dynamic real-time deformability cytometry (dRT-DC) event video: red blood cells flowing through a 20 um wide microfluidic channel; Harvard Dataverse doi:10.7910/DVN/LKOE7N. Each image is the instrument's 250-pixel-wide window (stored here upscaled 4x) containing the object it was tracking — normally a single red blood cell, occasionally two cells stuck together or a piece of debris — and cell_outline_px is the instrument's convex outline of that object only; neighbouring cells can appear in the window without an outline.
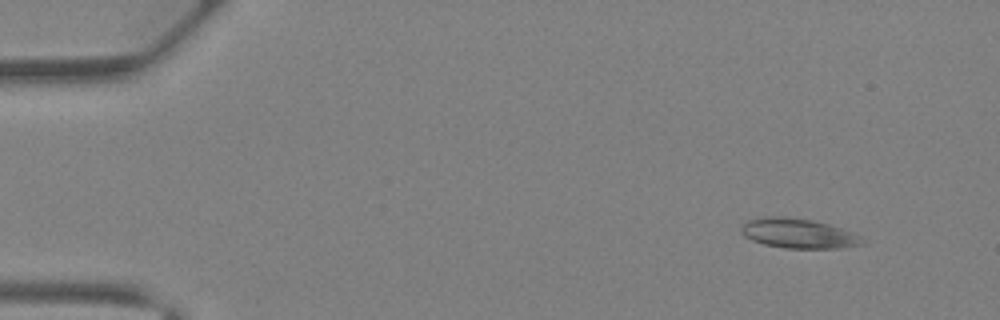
{"species": "Egyptian fruit bat (a non-hibernating species)", "species_latin": "Rousettus aegyptiacus", "temperature_condition": "warm", "stored_images_in_passage": 39, "camera_frame_rate_fps": 3000, "um_per_image_px": 0.085, "animal": {"sex": "female"}, "frame": {"image": 1, "passage_image": 3, "time_ms": 0.667, "image_size_px": [1000, 320], "cell_outline_px": [[864, 244], [844, 248], [784, 248], [764, 244], [752, 240], [744, 236], [740, 232], [740, 224], [748, 220], [764, 216], [784, 216], [812, 220], [828, 224], [840, 228], [856, 236]], "centroid_in_image_um": [67.74, 19.83], "position_along_channel_um": 17.3, "area_um2": 20.81}}
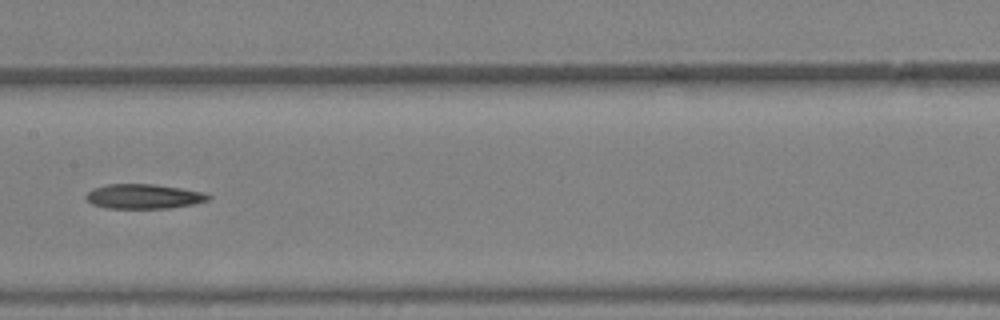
{"frame": {"image": 2, "passage_image": 20, "time_ms": 6.333, "image_size_px": [1000, 320], "cell_outline_px": [[212, 196], [208, 200], [192, 204], [168, 208], [108, 208], [92, 204], [84, 196], [92, 188], [108, 184], [156, 184], [204, 192]], "centroid_in_image_um": [12.2, 16.68], "position_along_channel_um": 195.2, "area_um2": 17.51}}
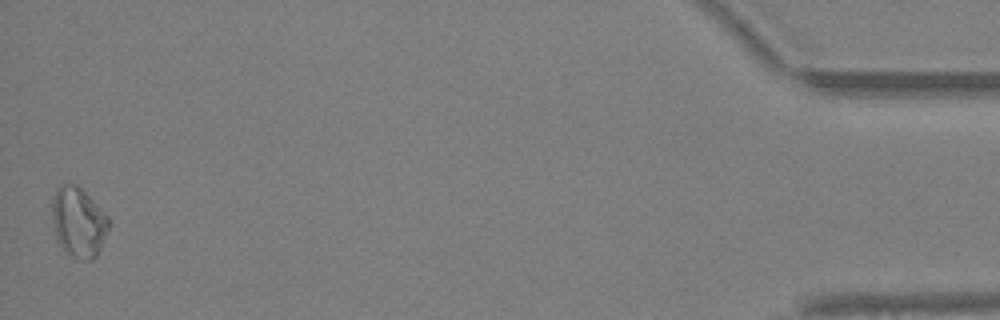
{"frame": {"image": 3, "passage_image": 39, "time_ms": 12.667, "image_size_px": [1000, 320], "cell_outline_px": [[112, 224], [96, 256], [92, 260], [84, 260], [72, 256], [56, 240], [52, 220], [52, 196], [56, 188], [60, 184], [76, 184], [108, 216]], "centroid_in_image_um": [6.67, 18.87], "position_along_channel_um": 428.5, "area_um2": 23.12}}